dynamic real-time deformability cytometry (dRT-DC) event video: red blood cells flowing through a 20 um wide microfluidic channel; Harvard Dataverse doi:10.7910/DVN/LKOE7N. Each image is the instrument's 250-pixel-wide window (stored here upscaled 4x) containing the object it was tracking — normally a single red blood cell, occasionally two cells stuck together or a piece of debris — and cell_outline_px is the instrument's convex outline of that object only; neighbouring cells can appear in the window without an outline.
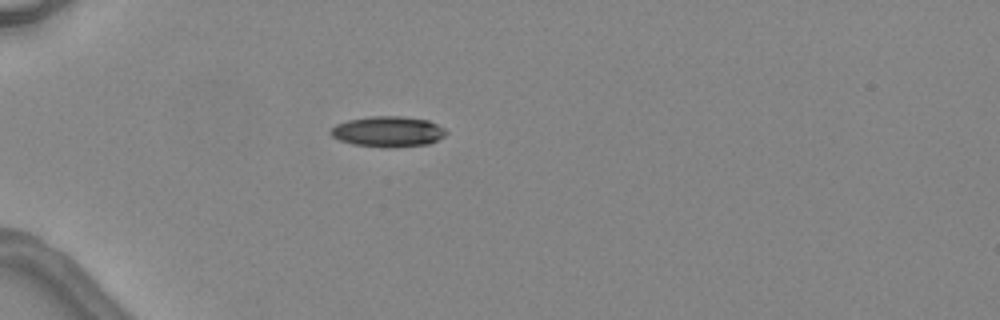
{"species": "common noctule bat (a hibernating species)", "species_latin": "Nyctalus noctula", "temperature_condition": "warm", "stored_images_in_passage": 5, "camera_frame_rate_fps": 3000, "um_per_image_px": 0.085, "animal": {"sex": "female", "body_mass_g": 24.6, "forearm_length_mm": 56.2}, "frame": {"image": 1, "passage_image": 4, "time_ms": 3.667, "image_size_px": [1000, 320], "cell_outline_px": [[448, 132], [444, 136], [428, 144], [396, 148], [384, 148], [352, 144], [340, 140], [332, 136], [328, 132], [336, 124], [348, 120], [372, 116], [400, 116], [428, 120], [444, 128]], "centroid_in_image_um": [32.97, 11.2], "position_along_channel_um": 52.0, "area_um2": 20.69}}